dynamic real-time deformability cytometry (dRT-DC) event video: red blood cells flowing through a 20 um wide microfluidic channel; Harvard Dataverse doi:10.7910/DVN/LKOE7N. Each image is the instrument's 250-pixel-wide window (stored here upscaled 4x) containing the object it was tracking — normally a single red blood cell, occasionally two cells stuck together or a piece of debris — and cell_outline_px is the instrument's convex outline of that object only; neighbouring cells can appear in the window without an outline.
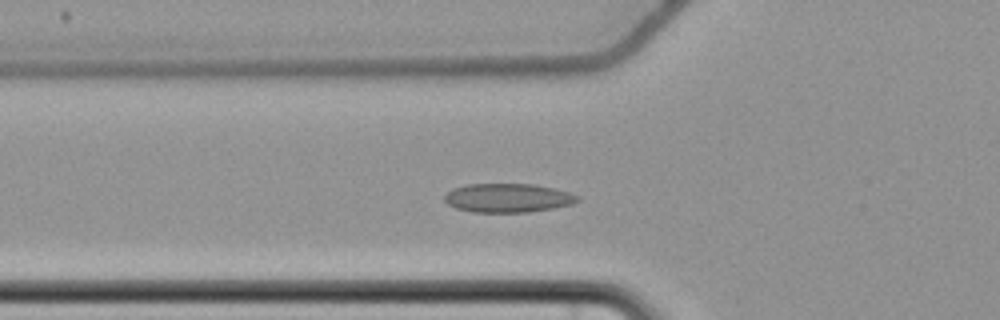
{"species": "common noctule bat (a hibernating species)", "species_latin": "Nyctalus noctula", "temperature_condition": "cold", "stored_images_in_passage": 39, "camera_frame_rate_fps": 3000, "um_per_image_px": 0.085, "animal": {"sex": "female", "body_mass_g": 22.7, "forearm_length_mm": 54.2}, "frame": {"image": 1, "passage_image": 2, "time_ms": 0.333, "image_size_px": [1000, 320], "cell_outline_px": [[580, 200], [572, 204], [552, 208], [528, 212], [472, 212], [456, 208], [448, 204], [444, 200], [444, 196], [452, 188], [468, 184], [532, 184], [556, 188], [580, 196]], "centroid_in_image_um": [43.17, 16.82], "position_along_channel_um": 82.6, "area_um2": 22.43}}
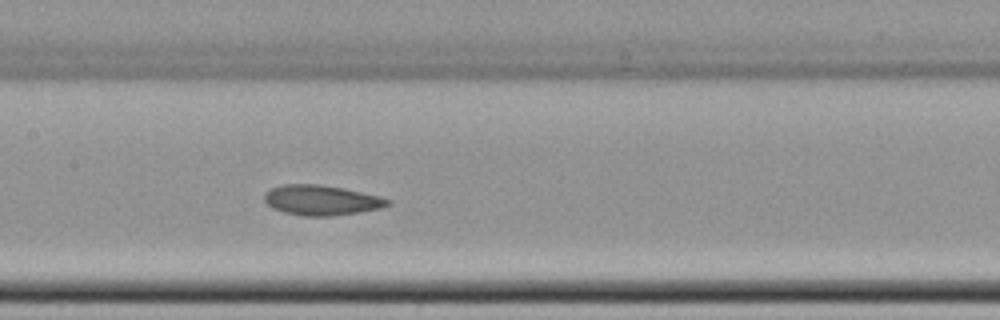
{"frame": {"image": 2, "passage_image": 10, "time_ms": 3.0, "image_size_px": [1000, 320], "cell_outline_px": [[392, 204], [380, 208], [332, 216], [304, 216], [284, 212], [272, 208], [264, 200], [264, 192], [272, 188], [284, 184], [320, 184], [344, 188], [380, 196], [392, 200]], "centroid_in_image_um": [27.32, 17.01], "position_along_channel_um": 180.1, "area_um2": 21.68}}
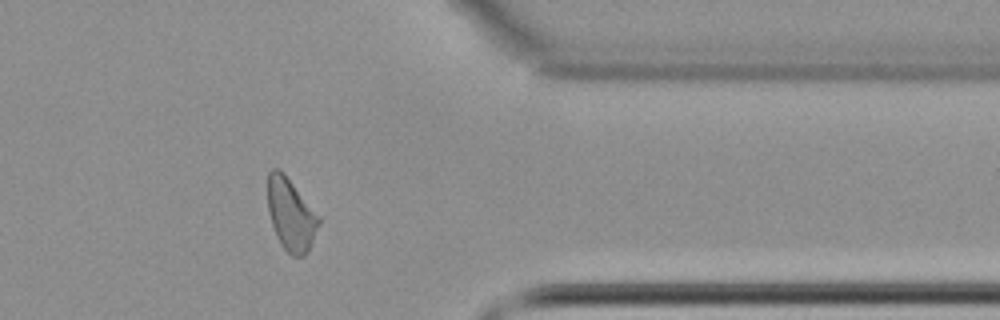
{"frame": {"image": 3, "passage_image": 28, "time_ms": 9.0, "image_size_px": [1000, 320], "cell_outline_px": [[320, 224], [308, 252], [304, 256], [292, 256], [280, 244], [276, 236], [268, 212], [268, 172], [272, 168], [280, 168], [284, 172], [320, 216]], "centroid_in_image_um": [24.73, 18.22], "position_along_channel_um": 386.7, "area_um2": 21.73}, "authors_computed_cell_mechanics": {"area_um2": 21.6172, "velocity_mm_per_s": 3.6629, "shape_relaxation_time_tau1_ms": null, "shape_relaxation_time_tau2_ms": 5.715, "deformation_change_tau1": null, "deformation_change_tau2": 0.0981}}